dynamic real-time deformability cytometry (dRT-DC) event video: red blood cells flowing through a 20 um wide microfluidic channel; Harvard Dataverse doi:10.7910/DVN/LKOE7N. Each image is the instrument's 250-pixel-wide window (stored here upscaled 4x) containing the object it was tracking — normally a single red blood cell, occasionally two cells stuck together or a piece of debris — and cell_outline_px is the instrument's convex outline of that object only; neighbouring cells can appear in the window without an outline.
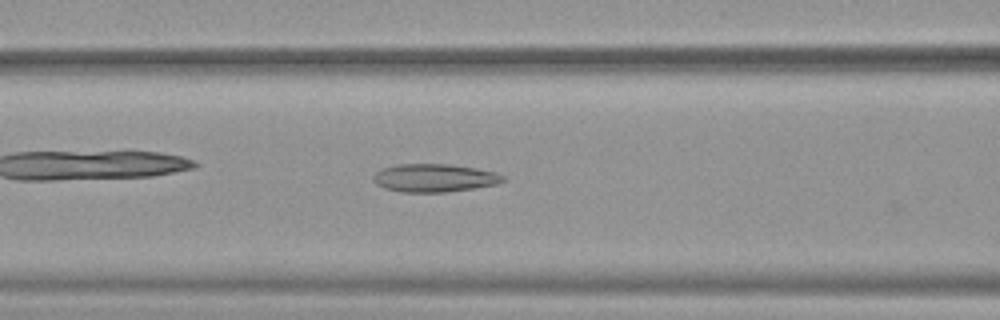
{"species": "common noctule bat (a hibernating species)", "species_latin": "Nyctalus noctula", "temperature_condition": "warm", "stored_images_in_passage": 35, "camera_frame_rate_fps": 3000, "um_per_image_px": 0.085, "animal": {"sex": "female", "body_mass_g": 19.9}, "frame": {"image": 1, "passage_image": 21, "time_ms": 6.667, "image_size_px": [1000, 320], "cell_outline_px": [[504, 180], [496, 184], [448, 192], [400, 192], [384, 188], [376, 184], [372, 180], [372, 176], [380, 168], [396, 164], [448, 164], [476, 168], [496, 172], [504, 176]], "centroid_in_image_um": [36.86, 15.12], "position_along_channel_um": 129.7, "area_um2": 21.33}}
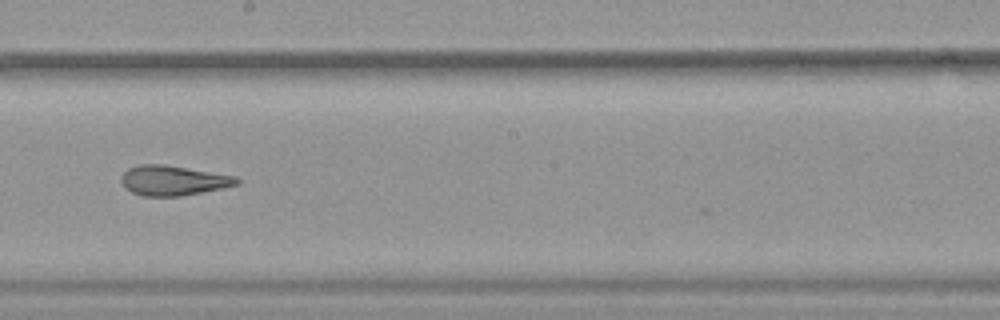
{"frame": {"image": 2, "passage_image": 29, "time_ms": 9.333, "image_size_px": [1000, 320], "cell_outline_px": [[240, 184], [224, 188], [180, 196], [144, 196], [132, 192], [124, 188], [120, 180], [120, 176], [128, 168], [140, 164], [164, 164], [236, 176], [240, 180]], "centroid_in_image_um": [14.71, 15.34], "position_along_channel_um": 233.5, "area_um2": 20.29}}
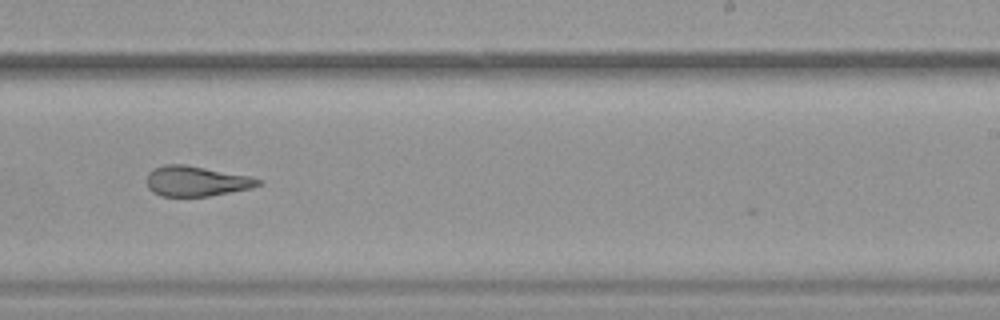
{"frame": {"image": 3, "passage_image": 32, "time_ms": 10.333, "image_size_px": [1000, 320], "cell_outline_px": [[264, 180], [260, 184], [252, 188], [208, 196], [160, 196], [152, 192], [148, 188], [148, 172], [152, 168], [164, 164], [184, 164], [248, 176]], "centroid_in_image_um": [16.66, 15.39], "position_along_channel_um": 272.3, "area_um2": 19.54}}